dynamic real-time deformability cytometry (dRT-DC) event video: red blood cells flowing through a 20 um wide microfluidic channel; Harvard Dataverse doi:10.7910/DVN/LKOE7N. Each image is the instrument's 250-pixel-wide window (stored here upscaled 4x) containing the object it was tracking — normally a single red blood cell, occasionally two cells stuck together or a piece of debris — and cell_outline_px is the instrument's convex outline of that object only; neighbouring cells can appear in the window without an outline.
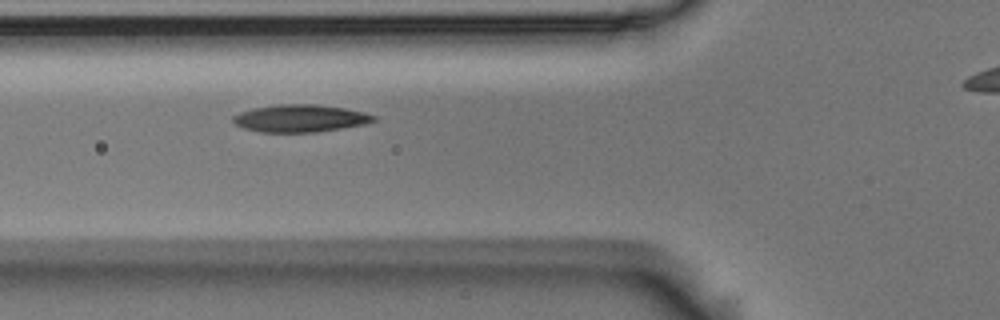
{"species": "Egyptian fruit bat (a non-hibernating species)", "species_latin": "Rousettus aegyptiacus", "temperature_condition": "room temperature", "stored_images_in_passage": 8, "segment_of_instrument_passage": [1, 2], "camera_frame_rate_fps": 3000, "um_per_image_px": 0.085, "animal": {"sex": "male"}, "frame": {"image": 1, "passage_image": 4, "time_ms": 1.0, "image_size_px": [1000, 320], "cell_outline_px": [[376, 120], [364, 124], [316, 132], [260, 132], [244, 128], [236, 124], [232, 120], [232, 116], [240, 112], [252, 108], [276, 104], [316, 104], [344, 108], [364, 112], [376, 116]], "centroid_in_image_um": [25.49, 10.05], "position_along_channel_um": 100.3, "area_um2": 22.43}}
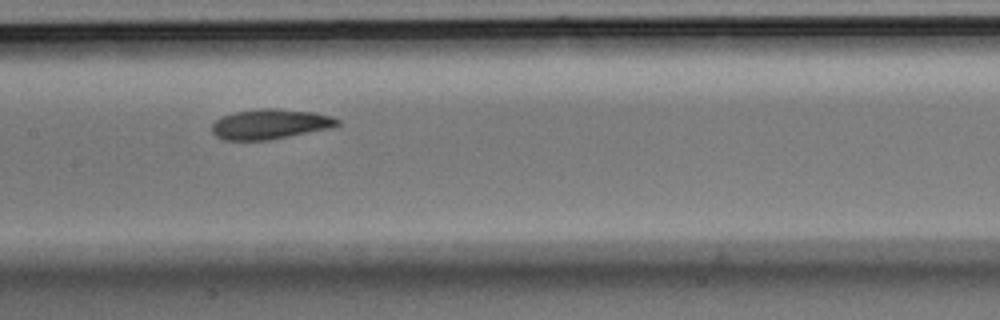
{"frame": {"image": 2, "passage_image": 6, "time_ms": 1.667, "image_size_px": [1000, 320], "cell_outline_px": [[340, 124], [332, 128], [268, 140], [224, 140], [216, 136], [212, 132], [212, 124], [220, 116], [236, 112], [256, 108], [276, 108], [312, 112], [332, 116], [340, 120]], "centroid_in_image_um": [22.96, 10.54], "position_along_channel_um": 184.4, "area_um2": 22.08}}
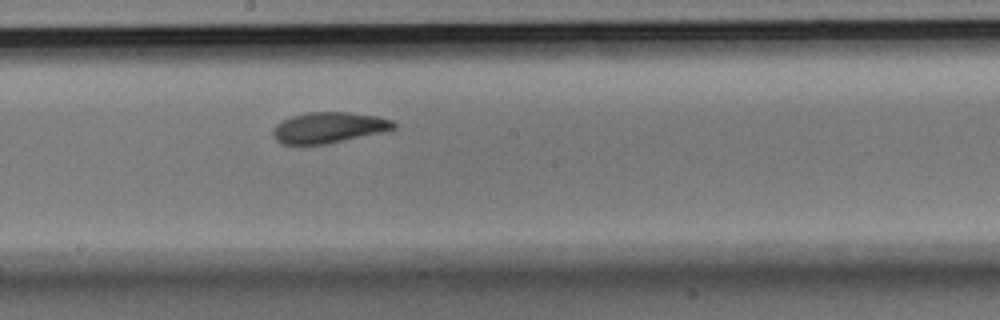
{"frame": {"image": 3, "passage_image": 7, "time_ms": 2.0, "image_size_px": [1000, 320], "cell_outline_px": [[396, 128], [380, 132], [344, 140], [324, 144], [280, 144], [272, 136], [272, 128], [276, 124], [292, 116], [308, 112], [348, 112], [380, 116], [392, 120], [396, 124]], "centroid_in_image_um": [27.92, 10.83], "position_along_channel_um": 220.3, "area_um2": 21.62}}